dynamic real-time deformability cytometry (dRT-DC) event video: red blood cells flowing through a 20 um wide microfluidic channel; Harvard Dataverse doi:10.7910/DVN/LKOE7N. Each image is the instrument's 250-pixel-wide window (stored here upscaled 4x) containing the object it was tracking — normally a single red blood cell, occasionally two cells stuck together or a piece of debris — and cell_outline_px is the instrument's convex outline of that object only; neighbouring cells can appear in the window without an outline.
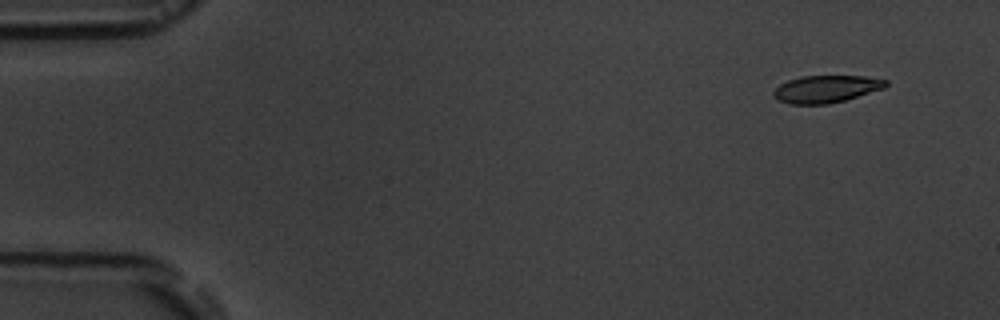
{"species": "common noctule bat (a hibernating species)", "species_latin": "Nyctalus noctula", "temperature_condition": "room temperature", "stored_images_in_passage": 5, "camera_frame_rate_fps": 3000, "um_per_image_px": 0.085, "animal": {"sex": "male", "body_mass_g": 19.5, "forearm_length_mm": 54.6}, "frame": {"image": 1, "passage_image": 2, "time_ms": 1.333, "image_size_px": [1000, 320], "cell_outline_px": [[888, 84], [884, 88], [844, 100], [828, 104], [792, 104], [776, 100], [772, 96], [772, 92], [780, 84], [788, 80], [800, 76], [864, 76], [888, 80]], "centroid_in_image_um": [70.18, 7.56], "position_along_channel_um": 14.8, "area_um2": 17.86}}
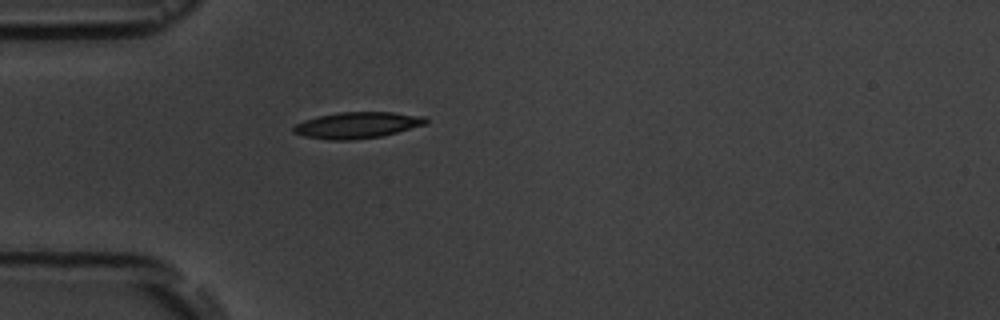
{"frame": {"image": 2, "passage_image": 5, "time_ms": 5.333, "image_size_px": [1000, 320], "cell_outline_px": [[428, 124], [380, 136], [352, 140], [332, 140], [304, 136], [292, 132], [292, 128], [296, 124], [304, 120], [320, 116], [340, 112], [392, 112], [424, 116], [428, 120]], "centroid_in_image_um": [30.38, 10.63], "position_along_channel_um": 54.6, "area_um2": 20.11}}